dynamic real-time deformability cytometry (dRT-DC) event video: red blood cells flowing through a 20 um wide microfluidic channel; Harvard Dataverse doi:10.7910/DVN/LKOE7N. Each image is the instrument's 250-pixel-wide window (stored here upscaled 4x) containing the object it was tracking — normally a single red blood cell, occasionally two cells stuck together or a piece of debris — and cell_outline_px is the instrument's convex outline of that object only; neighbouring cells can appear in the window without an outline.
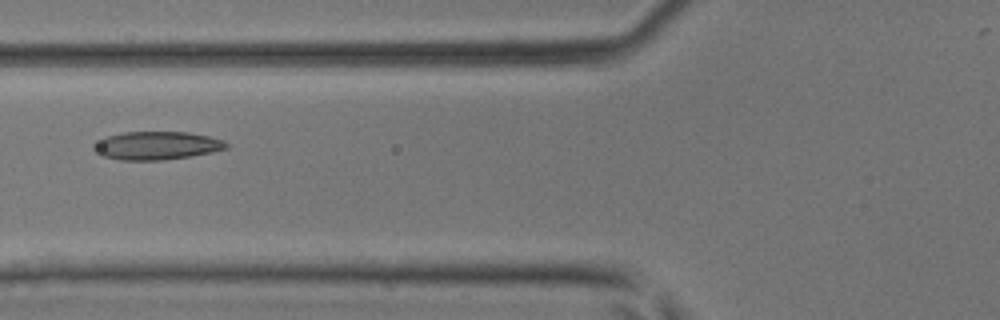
{"species": "common noctule bat (a hibernating species)", "species_latin": "Nyctalus noctula", "temperature_condition": "room temperature", "stored_images_in_passage": 31, "camera_frame_rate_fps": 3000, "um_per_image_px": 0.085, "animal": {"sex": "male", "body_mass_g": 17.9, "forearm_length_mm": 54.2}, "frame": {"image": 1, "passage_image": 6, "time_ms": 1.667, "image_size_px": [1000, 320], "cell_outline_px": [[228, 148], [212, 152], [164, 160], [120, 160], [104, 156], [92, 148], [92, 144], [104, 136], [124, 132], [188, 132], [208, 136], [224, 140], [228, 144]], "centroid_in_image_um": [13.3, 12.37], "position_along_channel_um": 112.5, "area_um2": 21.79}}
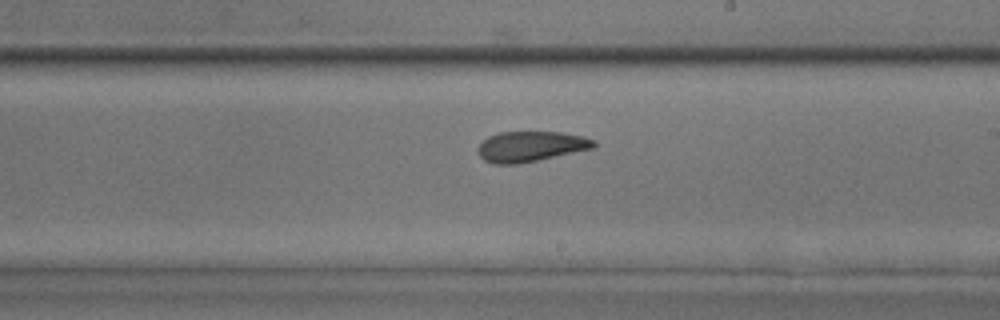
{"frame": {"image": 2, "passage_image": 15, "time_ms": 4.667, "image_size_px": [1000, 320], "cell_outline_px": [[596, 148], [520, 164], [492, 164], [484, 160], [476, 152], [476, 148], [488, 136], [500, 132], [560, 132], [584, 136], [596, 140]], "centroid_in_image_um": [45.12, 12.46], "position_along_channel_um": 243.9, "area_um2": 20.87}}
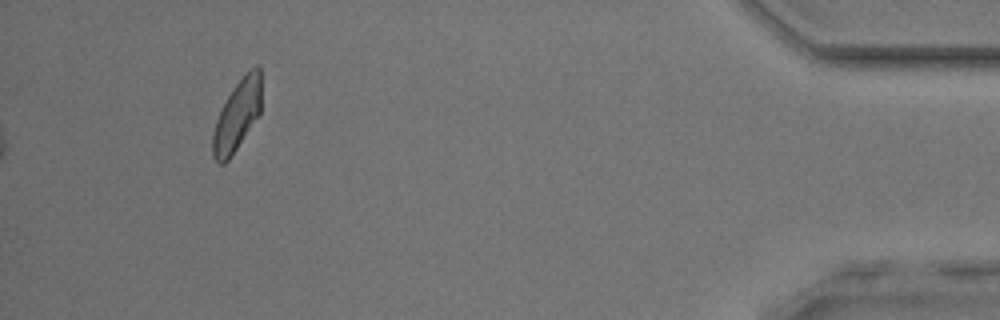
{"frame": {"image": 3, "passage_image": 31, "time_ms": 10.0, "image_size_px": [1000, 320], "cell_outline_px": [[260, 112], [228, 160], [224, 164], [220, 164], [212, 156], [212, 136], [216, 120], [228, 96], [236, 84], [256, 64], [260, 68]], "centroid_in_image_um": [20.13, 9.84], "position_along_channel_um": 415.1, "area_um2": 19.25}}